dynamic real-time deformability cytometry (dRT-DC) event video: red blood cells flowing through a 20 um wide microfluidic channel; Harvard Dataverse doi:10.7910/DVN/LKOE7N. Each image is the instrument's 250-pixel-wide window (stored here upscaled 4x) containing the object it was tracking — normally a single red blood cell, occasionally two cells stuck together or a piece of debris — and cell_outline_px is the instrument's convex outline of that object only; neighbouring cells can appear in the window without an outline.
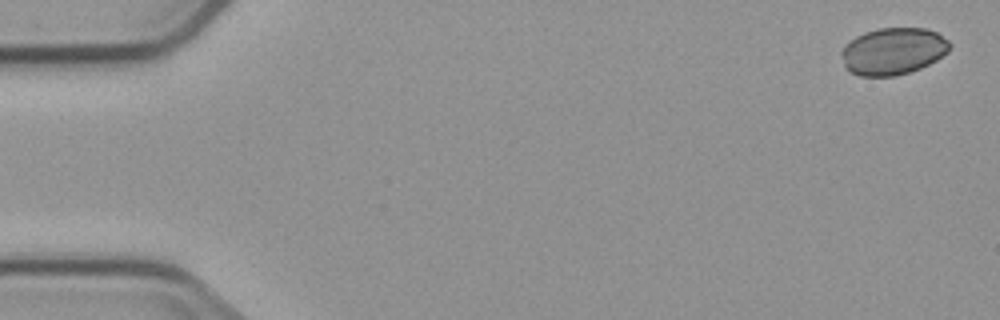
{"species": "common noctule bat (a hibernating species)", "species_latin": "Nyctalus noctula", "temperature_condition": "cold", "stored_images_in_passage": 6, "segment_of_instrument_passage": [2, 2], "camera_frame_rate_fps": 3000, "um_per_image_px": 0.085, "animal": {"sex": "male", "body_mass_g": 23.1, "forearm_length_mm": 52.7}, "frame": {"image": 1, "passage_image": 6, "time_ms": 6.0, "image_size_px": [1000, 320], "cell_outline_px": [[952, 44], [948, 52], [936, 60], [920, 68], [896, 76], [860, 76], [848, 72], [844, 68], [840, 52], [844, 44], [856, 36], [864, 32], [876, 28], [928, 28], [936, 32], [948, 40]], "centroid_in_image_um": [75.87, 4.35], "position_along_channel_um": 9.1, "area_um2": 30.06}}